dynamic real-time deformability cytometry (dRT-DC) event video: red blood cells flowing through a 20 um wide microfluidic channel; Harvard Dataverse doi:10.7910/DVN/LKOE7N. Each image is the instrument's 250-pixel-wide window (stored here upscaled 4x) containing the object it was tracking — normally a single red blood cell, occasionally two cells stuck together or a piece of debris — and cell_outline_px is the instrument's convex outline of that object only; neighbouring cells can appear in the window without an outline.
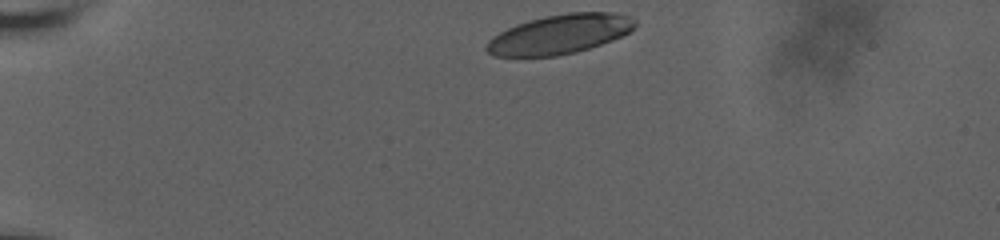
{"species": "human", "species_latin": "Homo sapiens", "temperature_condition": "room temperature", "stored_images_in_passage": 29, "camera_frame_rate_fps": 3000, "um_per_image_px": 0.085, "donor": {"sex": "male"}, "frame": {"image": 1, "passage_image": 1, "time_ms": 0.0, "image_size_px": [1000, 240], "cell_outline_px": [[636, 24], [628, 32], [612, 40], [576, 52], [556, 56], [492, 56], [484, 48], [488, 40], [492, 36], [516, 24], [528, 20], [544, 16], [568, 12], [612, 12], [632, 16], [636, 20]], "centroid_in_image_um": [47.55, 2.9], "position_along_channel_um": 37.4, "area_um2": 34.1}}
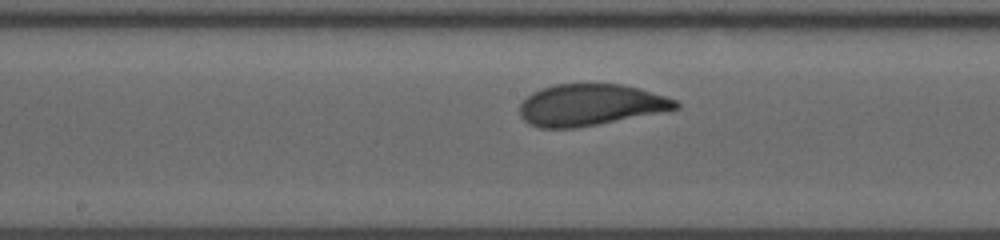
{"frame": {"image": 2, "passage_image": 16, "time_ms": 6.333, "image_size_px": [1000, 240], "cell_outline_px": [[680, 108], [576, 128], [540, 128], [528, 124], [520, 116], [520, 104], [532, 92], [540, 88], [556, 84], [620, 84], [640, 88], [676, 100], [680, 104]], "centroid_in_image_um": [50.14, 8.91], "position_along_channel_um": 198.1, "area_um2": 37.51}}
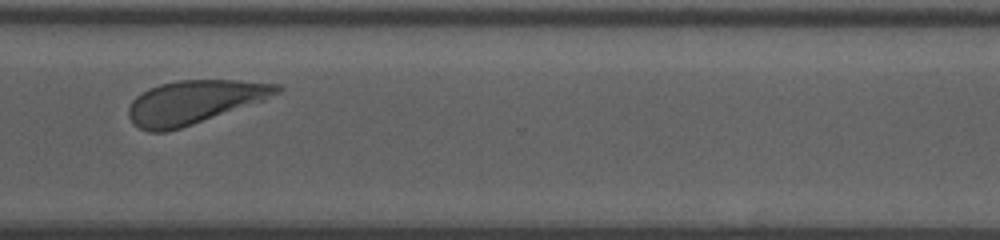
{"frame": {"image": 3, "passage_image": 28, "time_ms": 10.667, "image_size_px": [1000, 240], "cell_outline_px": [[284, 88], [280, 92], [264, 100], [168, 132], [148, 132], [132, 124], [128, 116], [128, 108], [132, 100], [140, 92], [148, 88], [160, 84], [176, 80], [236, 80], [284, 84]], "centroid_in_image_um": [16.49, 8.66], "position_along_channel_um": 354.1, "area_um2": 37.69}}